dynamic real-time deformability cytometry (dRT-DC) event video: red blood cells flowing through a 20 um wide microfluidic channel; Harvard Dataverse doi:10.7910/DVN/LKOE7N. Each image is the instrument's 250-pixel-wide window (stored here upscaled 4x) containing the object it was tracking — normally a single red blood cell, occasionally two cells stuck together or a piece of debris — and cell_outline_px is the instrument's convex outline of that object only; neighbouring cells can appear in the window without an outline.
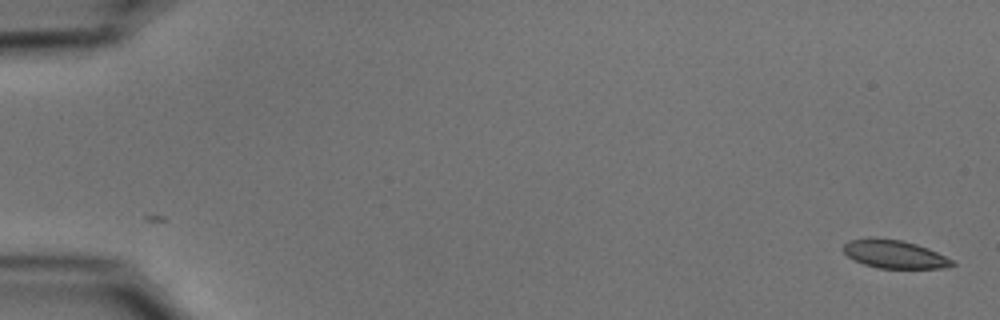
{"species": "common noctule bat (a hibernating species)", "species_latin": "Nyctalus noctula", "temperature_condition": "cold", "stored_images_in_passage": 54, "camera_frame_rate_fps": 3000, "um_per_image_px": 0.085, "animal": {"sex": "male", "body_mass_g": 15.6}, "frame": {"image": 1, "passage_image": 1, "time_ms": 0.0, "image_size_px": [1000, 320], "cell_outline_px": [[956, 264], [940, 268], [880, 268], [864, 264], [848, 256], [844, 252], [844, 244], [848, 240], [868, 236], [876, 236], [904, 240], [928, 248], [952, 260]], "centroid_in_image_um": [75.98, 21.56], "position_along_channel_um": 9.0, "area_um2": 17.98}}
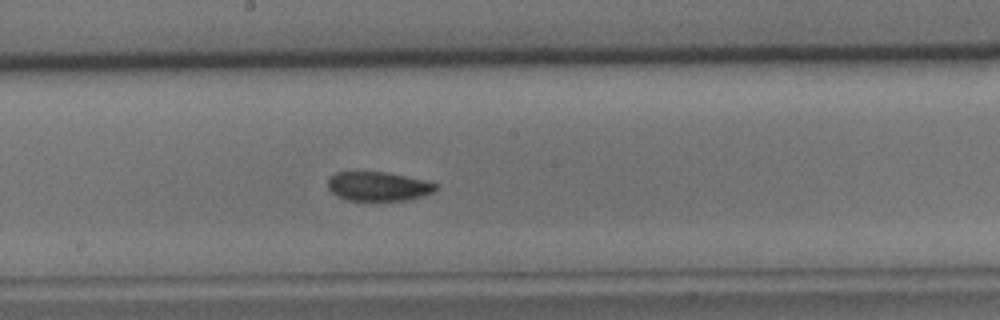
{"frame": {"image": 2, "passage_image": 30, "time_ms": 9.667, "image_size_px": [1000, 320], "cell_outline_px": [[440, 184], [436, 192], [404, 200], [348, 200], [336, 196], [328, 188], [328, 176], [336, 172], [388, 172], [424, 180]], "centroid_in_image_um": [32.16, 15.83], "position_along_channel_um": 216.0, "area_um2": 18.44}}
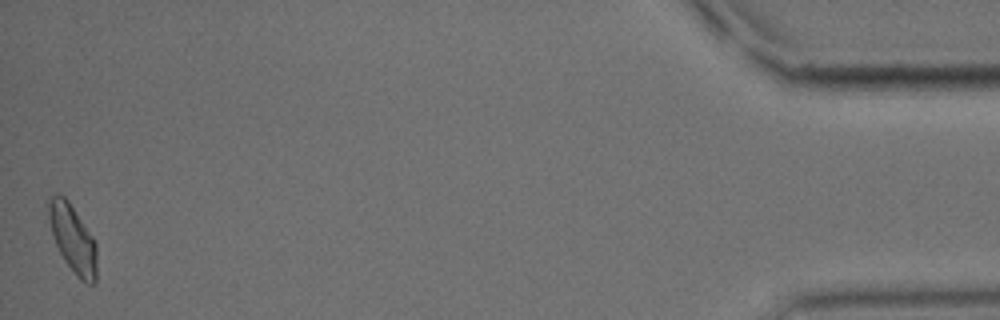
{"frame": {"image": 3, "passage_image": 54, "time_ms": 17.667, "image_size_px": [1000, 320], "cell_outline_px": [[96, 284], [88, 284], [80, 280], [76, 276], [64, 260], [56, 244], [52, 232], [48, 216], [48, 200], [56, 192], [64, 196], [68, 200], [92, 236], [96, 244]], "centroid_in_image_um": [6.19, 20.3], "position_along_channel_um": 429.0, "area_um2": 18.9}, "authors_computed_cell_mechanics": {"area_um2": 18.8717, "velocity_mm_per_s": 3.718, "shape_relaxation_time_tau1_ms": 7.2075, "shape_relaxation_time_tau2_ms": 6.5446, "deformation_change_tau1": 0.126, "deformation_change_tau2": 0.1059}}